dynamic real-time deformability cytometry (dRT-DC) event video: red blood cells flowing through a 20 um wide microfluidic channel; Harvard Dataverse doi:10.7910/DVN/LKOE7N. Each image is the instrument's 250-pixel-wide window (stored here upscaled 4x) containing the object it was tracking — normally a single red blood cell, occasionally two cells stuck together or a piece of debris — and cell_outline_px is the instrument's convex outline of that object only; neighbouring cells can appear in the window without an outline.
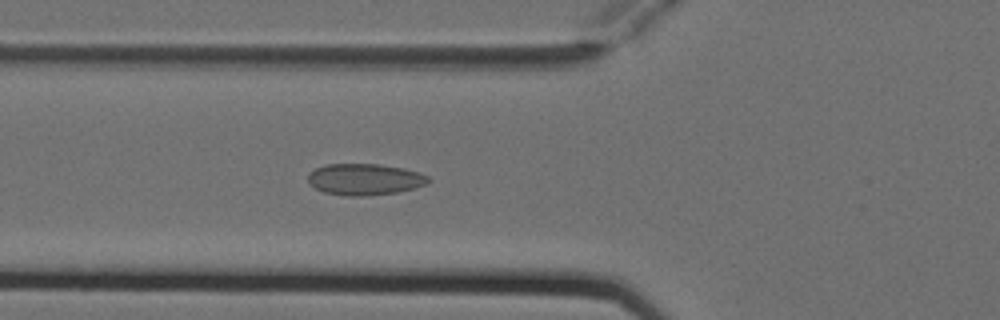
{"species": "Egyptian fruit bat (a non-hibernating species)", "species_latin": "Rousettus aegyptiacus", "temperature_condition": "cold", "stored_images_in_passage": 5, "camera_frame_rate_fps": 3000, "um_per_image_px": 0.085, "animal": {"sex": "female"}, "frame": {"image": 1, "passage_image": 5, "time_ms": 1.333, "image_size_px": [1000, 320], "cell_outline_px": [[432, 180], [428, 184], [416, 188], [396, 192], [364, 196], [344, 196], [324, 192], [308, 184], [308, 172], [316, 168], [328, 164], [380, 164], [404, 168], [420, 172], [428, 176]], "centroid_in_image_um": [31.02, 15.24], "position_along_channel_um": 94.8, "area_um2": 22.31}}